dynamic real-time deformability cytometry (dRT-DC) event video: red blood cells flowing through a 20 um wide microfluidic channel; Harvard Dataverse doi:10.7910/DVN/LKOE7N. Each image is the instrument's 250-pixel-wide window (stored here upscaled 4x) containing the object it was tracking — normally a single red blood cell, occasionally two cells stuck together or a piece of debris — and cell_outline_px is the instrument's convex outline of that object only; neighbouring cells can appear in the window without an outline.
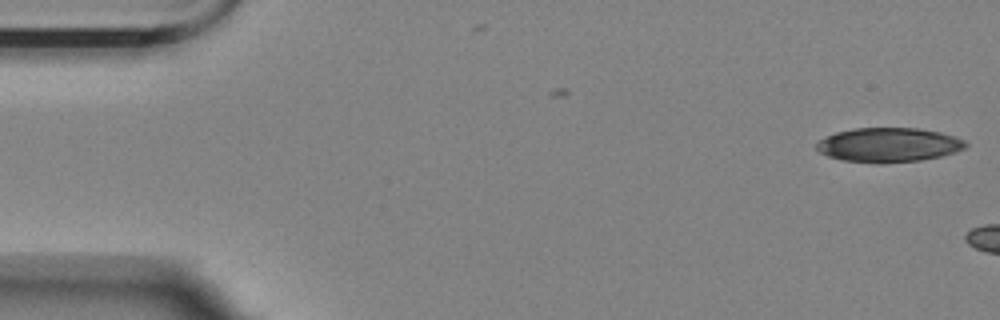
{"species": "Egyptian fruit bat (a non-hibernating species)", "species_latin": "Rousettus aegyptiacus", "temperature_condition": "room temperature", "stored_images_in_passage": 6, "camera_frame_rate_fps": 3000, "um_per_image_px": 0.085, "animal": {"sex": "female"}, "frame": {"image": 1, "passage_image": 1, "time_ms": 0.0, "image_size_px": [1000, 320], "cell_outline_px": [[968, 144], [964, 148], [956, 152], [940, 156], [920, 160], [880, 164], [876, 164], [844, 160], [828, 156], [820, 152], [816, 148], [816, 144], [820, 140], [836, 132], [856, 128], [920, 128], [940, 132], [964, 140]], "centroid_in_image_um": [75.54, 12.32], "position_along_channel_um": 9.5, "area_um2": 29.77}}